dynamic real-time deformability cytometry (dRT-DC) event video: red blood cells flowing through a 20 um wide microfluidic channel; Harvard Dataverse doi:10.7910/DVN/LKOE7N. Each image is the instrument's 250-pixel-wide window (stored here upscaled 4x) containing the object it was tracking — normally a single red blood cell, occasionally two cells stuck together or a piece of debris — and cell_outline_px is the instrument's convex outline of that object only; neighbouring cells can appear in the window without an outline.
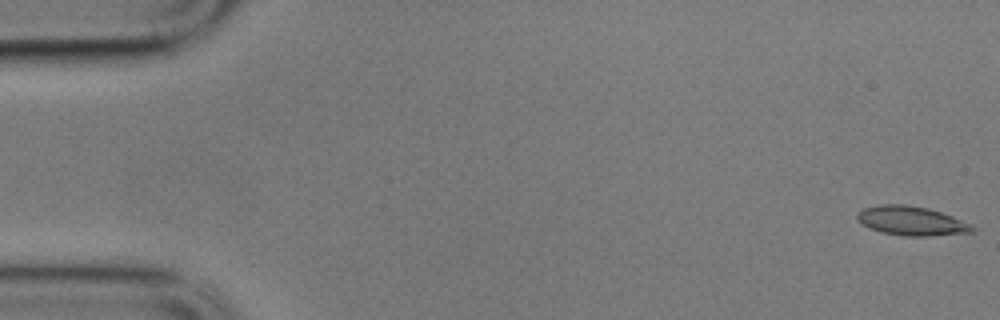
{"species": "common noctule bat (a hibernating species)", "species_latin": "Nyctalus noctula", "temperature_condition": "cold", "stored_images_in_passage": 58, "camera_frame_rate_fps": 3000, "um_per_image_px": 0.085, "animal": {"sex": "male", "body_mass_g": 17.9}, "frame": {"image": 1, "passage_image": 1, "time_ms": 0.0, "image_size_px": [1000, 320], "cell_outline_px": [[976, 232], [928, 236], [904, 236], [880, 232], [864, 224], [856, 216], [864, 208], [880, 204], [904, 204], [928, 208], [952, 216], [976, 228]], "centroid_in_image_um": [77.5, 18.78], "position_along_channel_um": 7.5, "area_um2": 19.31}}
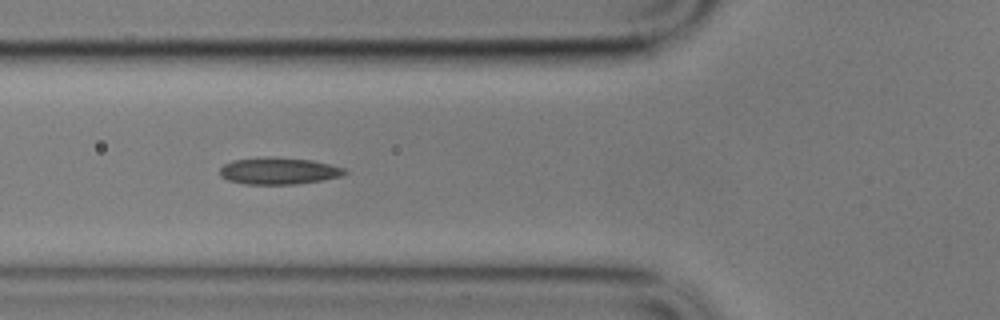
{"frame": {"image": 2, "passage_image": 21, "time_ms": 6.667, "image_size_px": [1000, 320], "cell_outline_px": [[348, 172], [340, 176], [320, 180], [296, 184], [244, 184], [228, 180], [220, 176], [220, 168], [224, 164], [232, 160], [268, 156], [312, 160], [344, 168]], "centroid_in_image_um": [23.64, 14.52], "position_along_channel_um": 102.2, "area_um2": 19.48}}
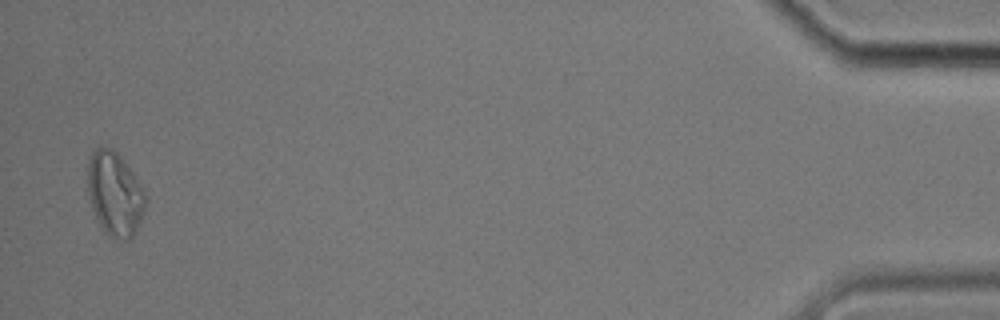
{"frame": {"image": 3, "passage_image": 57, "time_ms": 18.667, "image_size_px": [1000, 320], "cell_outline_px": [[148, 196], [144, 212], [132, 236], [128, 240], [120, 240], [108, 236], [104, 232], [96, 220], [88, 196], [88, 164], [92, 152], [96, 148], [112, 148], [128, 164], [144, 188]], "centroid_in_image_um": [9.78, 16.49], "position_along_channel_um": 425.4, "area_um2": 28.61}, "authors_computed_cell_mechanics": {"area_um2": 19.2474, "velocity_mm_per_s": 3.4145, "shape_relaxation_time_tau1_ms": 8.0467, "shape_relaxation_time_tau2_ms": 3.2328, "deformation_change_tau1": 0.1303, "deformation_change_tau2": 0.1015}}